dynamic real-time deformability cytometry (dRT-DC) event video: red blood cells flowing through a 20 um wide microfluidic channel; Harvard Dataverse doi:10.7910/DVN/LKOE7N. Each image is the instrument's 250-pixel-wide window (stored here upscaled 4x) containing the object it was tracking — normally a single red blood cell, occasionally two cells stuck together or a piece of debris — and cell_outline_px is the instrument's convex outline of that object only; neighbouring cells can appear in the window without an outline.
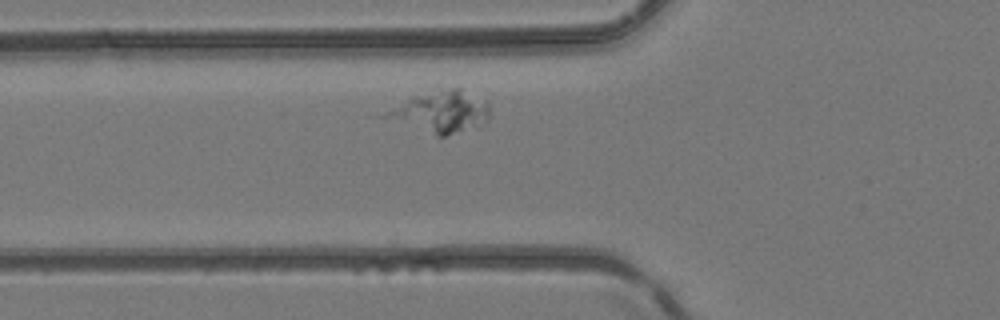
{"species": "common noctule bat (a hibernating species)", "species_latin": "Nyctalus noctula", "temperature_condition": "room temperature", "stored_images_in_passage": 2, "camera_frame_rate_fps": 3000, "um_per_image_px": 0.085, "animal": {"sex": "female", "body_mass_g": 24.6, "forearm_length_mm": 56.2}, "frame": {"image": 1, "passage_image": 2, "time_ms": 0.333, "image_size_px": [1000, 320], "cell_outline_px": [[488, 120], [480, 128], [444, 136], [436, 136], [368, 116], [372, 112], [412, 96], [452, 88], [460, 88], [484, 100], [488, 104]], "centroid_in_image_um": [37.19, 9.56], "position_along_channel_um": 88.6, "area_um2": 26.99}}